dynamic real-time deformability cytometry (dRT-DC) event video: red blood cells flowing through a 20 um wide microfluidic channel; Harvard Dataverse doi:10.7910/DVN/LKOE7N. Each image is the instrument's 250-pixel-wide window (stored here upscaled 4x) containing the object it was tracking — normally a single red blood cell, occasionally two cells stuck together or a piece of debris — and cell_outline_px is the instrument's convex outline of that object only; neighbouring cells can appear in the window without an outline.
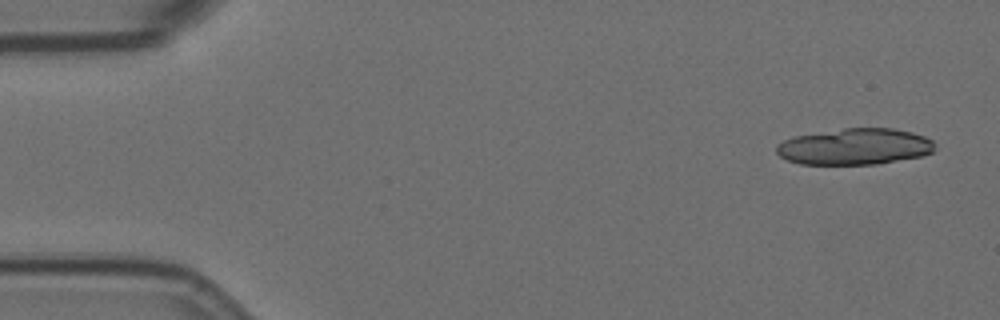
{"species": "Egyptian fruit bat (a non-hibernating species)", "species_latin": "Rousettus aegyptiacus", "temperature_condition": "room temperature", "stored_images_in_passage": 7, "segment_of_instrument_passage": [1, 2], "camera_frame_rate_fps": 3000, "um_per_image_px": 0.085, "animal": {"sex": "female"}, "frame": {"image": 1, "passage_image": 1, "time_ms": 0.0, "image_size_px": [1000, 320], "cell_outline_px": [[936, 148], [932, 152], [920, 156], [876, 164], [800, 164], [788, 160], [780, 156], [776, 152], [776, 144], [784, 140], [796, 136], [844, 128], [892, 128], [912, 132], [924, 136], [932, 140], [936, 144]], "centroid_in_image_um": [72.67, 12.46], "position_along_channel_um": 12.3, "area_um2": 33.41}}